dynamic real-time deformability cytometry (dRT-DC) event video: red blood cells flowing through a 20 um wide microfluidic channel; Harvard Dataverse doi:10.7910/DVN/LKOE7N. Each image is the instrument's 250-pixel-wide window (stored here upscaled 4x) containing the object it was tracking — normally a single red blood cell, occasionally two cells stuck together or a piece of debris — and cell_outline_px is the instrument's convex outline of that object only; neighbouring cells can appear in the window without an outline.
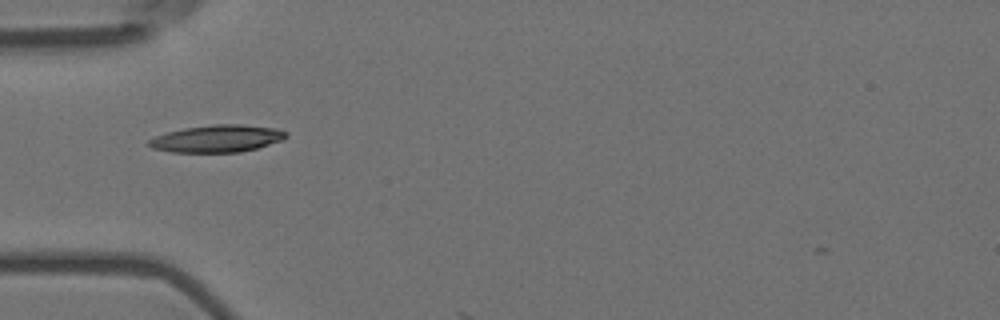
{"species": "Egyptian fruit bat (a non-hibernating species)", "species_latin": "Rousettus aegyptiacus", "temperature_condition": "room temperature", "stored_images_in_passage": 3, "camera_frame_rate_fps": 3000, "um_per_image_px": 0.085, "animal": {"sex": "female"}, "frame": {"image": 1, "passage_image": 1, "time_ms": 0.0, "image_size_px": [1000, 320], "cell_outline_px": [[288, 136], [284, 140], [256, 148], [240, 152], [172, 152], [152, 148], [148, 144], [148, 140], [156, 136], [168, 132], [184, 128], [212, 124], [240, 124], [276, 128], [288, 132]], "centroid_in_image_um": [18.49, 11.77], "position_along_channel_um": 66.5, "area_um2": 21.79}}
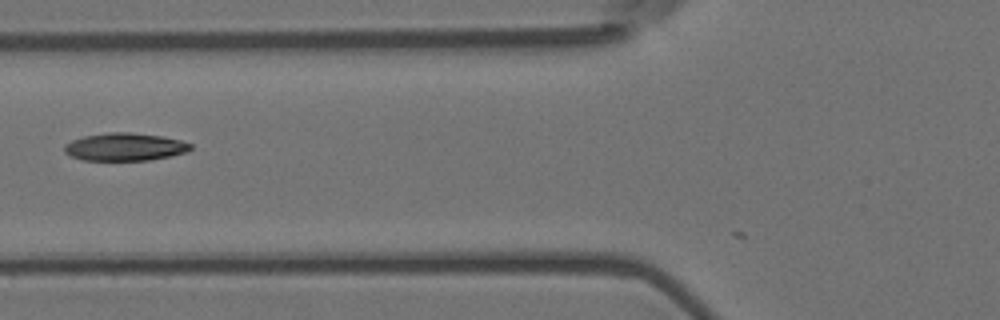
{"frame": {"image": 2, "passage_image": 2, "time_ms": 0.333, "image_size_px": [1000, 320], "cell_outline_px": [[192, 148], [188, 152], [172, 156], [148, 160], [84, 160], [72, 156], [64, 152], [64, 144], [72, 140], [84, 136], [108, 132], [128, 132], [160, 136], [180, 140], [192, 144]], "centroid_in_image_um": [10.62, 12.48], "position_along_channel_um": 115.2, "area_um2": 20.4}}